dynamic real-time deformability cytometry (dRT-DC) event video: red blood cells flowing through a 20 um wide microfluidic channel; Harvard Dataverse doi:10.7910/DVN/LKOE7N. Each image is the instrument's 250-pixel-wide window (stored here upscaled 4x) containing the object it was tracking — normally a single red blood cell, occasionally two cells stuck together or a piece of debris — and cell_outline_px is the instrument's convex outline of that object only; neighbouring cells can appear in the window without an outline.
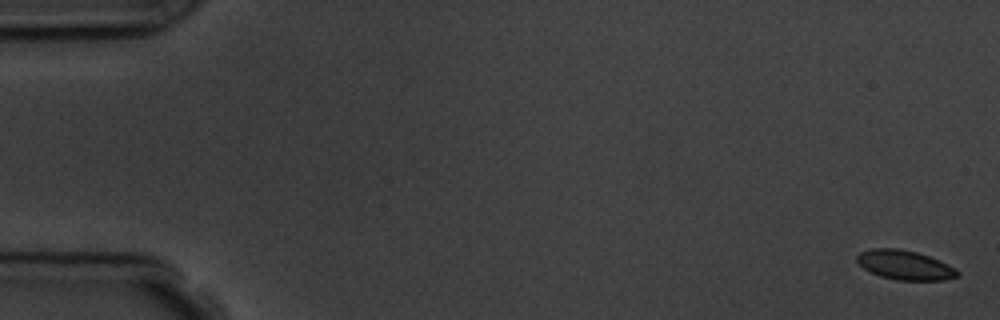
{"species": "common noctule bat (a hibernating species)", "species_latin": "Nyctalus noctula", "temperature_condition": "room temperature", "stored_images_in_passage": 8, "camera_frame_rate_fps": 3000, "um_per_image_px": 0.085, "animal": {"sex": "male", "body_mass_g": 19.5, "forearm_length_mm": 54.6}, "frame": {"image": 1, "passage_image": 1, "time_ms": 0.0, "image_size_px": [1000, 320], "cell_outline_px": [[960, 272], [956, 276], [944, 280], [896, 280], [880, 276], [864, 268], [856, 260], [856, 256], [860, 252], [872, 248], [896, 248], [916, 252], [928, 256], [948, 264], [956, 268]], "centroid_in_image_um": [76.9, 22.52], "position_along_channel_um": 8.1, "area_um2": 17.05}}
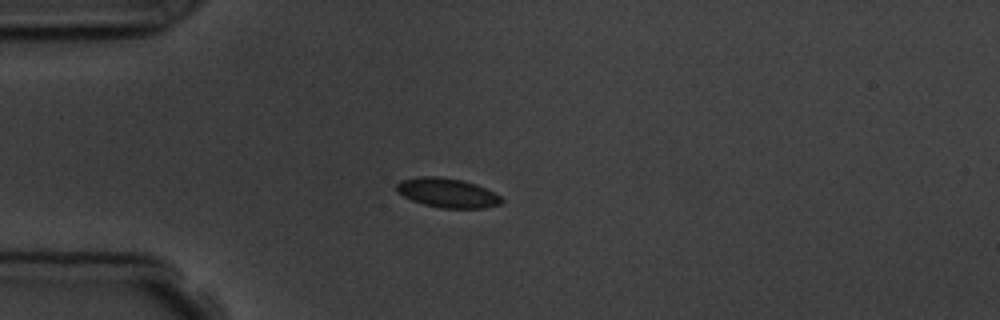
{"frame": {"image": 2, "passage_image": 5, "time_ms": 4.667, "image_size_px": [1000, 320], "cell_outline_px": [[504, 200], [500, 204], [484, 208], [440, 208], [424, 204], [412, 200], [396, 192], [396, 184], [400, 180], [420, 176], [436, 176], [464, 180], [476, 184], [500, 196]], "centroid_in_image_um": [38.0, 16.39], "position_along_channel_um": 47.0, "area_um2": 17.98}}